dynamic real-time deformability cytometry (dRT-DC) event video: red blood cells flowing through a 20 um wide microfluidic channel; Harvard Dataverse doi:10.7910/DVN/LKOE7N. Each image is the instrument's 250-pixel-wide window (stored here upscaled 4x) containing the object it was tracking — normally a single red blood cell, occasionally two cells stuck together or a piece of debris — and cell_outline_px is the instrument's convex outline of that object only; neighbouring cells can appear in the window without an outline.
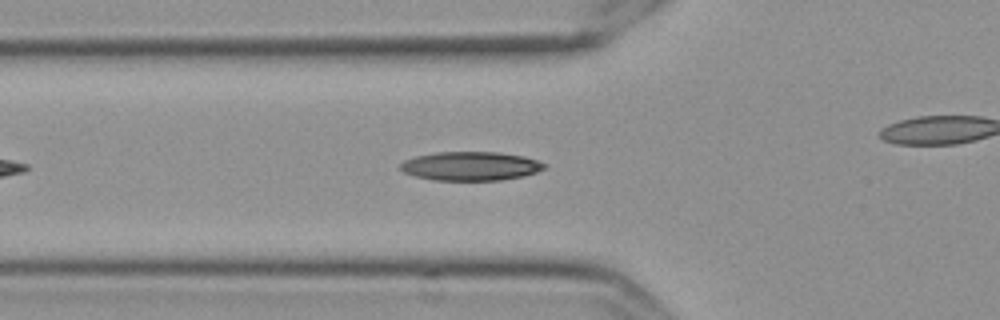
{"species": "Egyptian fruit bat (a non-hibernating species)", "species_latin": "Rousettus aegyptiacus", "temperature_condition": "cold", "stored_images_in_passage": 38, "camera_frame_rate_fps": 3000, "um_per_image_px": 0.085, "frame": {"image": 1, "passage_image": 8, "time_ms": 2.333, "image_size_px": [1000, 320], "cell_outline_px": [[548, 164], [544, 168], [536, 172], [524, 176], [500, 180], [436, 180], [416, 176], [404, 172], [400, 168], [400, 164], [404, 160], [416, 156], [436, 152], [496, 152], [524, 156]], "centroid_in_image_um": [40.01, 14.11], "position_along_channel_um": 85.8, "area_um2": 24.1}}
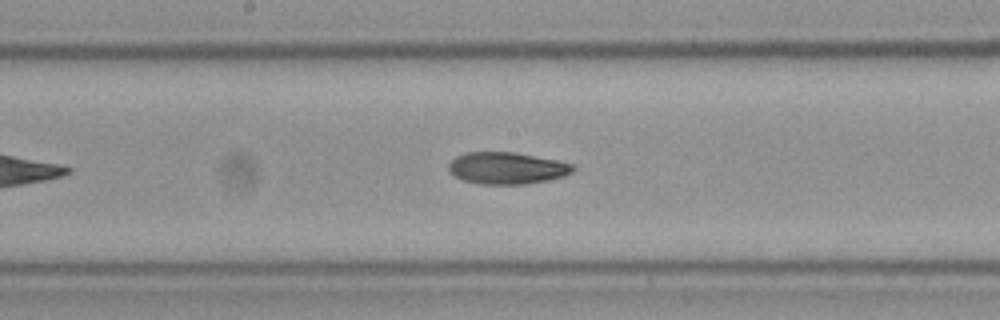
{"frame": {"image": 2, "passage_image": 18, "time_ms": 5.667, "image_size_px": [1000, 320], "cell_outline_px": [[576, 168], [572, 172], [564, 176], [548, 180], [528, 184], [480, 184], [464, 180], [456, 176], [448, 168], [448, 164], [456, 156], [464, 152], [512, 152], [556, 160], [572, 164]], "centroid_in_image_um": [43.09, 14.29], "position_along_channel_um": 205.1, "area_um2": 22.95}}
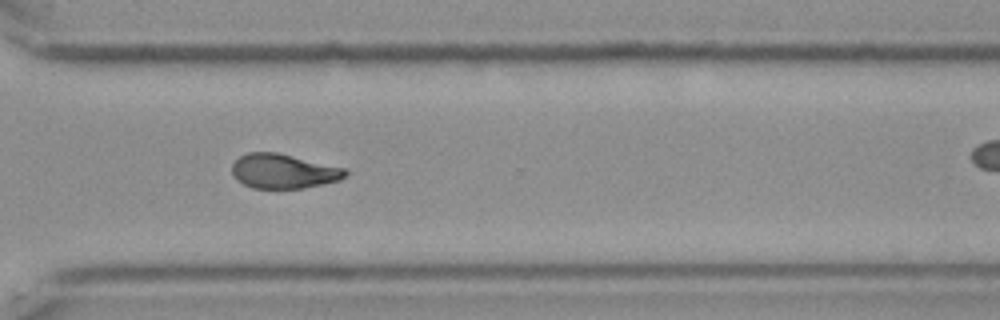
{"frame": {"image": 3, "passage_image": 30, "time_ms": 9.667, "image_size_px": [1000, 320], "cell_outline_px": [[348, 172], [340, 180], [304, 188], [252, 188], [236, 180], [232, 176], [232, 164], [240, 156], [248, 152], [276, 152], [348, 168]], "centroid_in_image_um": [24.1, 14.55], "position_along_channel_um": 346.5, "area_um2": 22.95}, "authors_computed_cell_mechanics": {"area_um2": 23.2067, "velocity_mm_per_s": 3.5426, "shape_relaxation_time_tau1_ms": 9.4436, "shape_relaxation_time_tau2_ms": 5.0324, "deformation_change_tau1": 0.2029, "deformation_change_tau2": 0.1127}}